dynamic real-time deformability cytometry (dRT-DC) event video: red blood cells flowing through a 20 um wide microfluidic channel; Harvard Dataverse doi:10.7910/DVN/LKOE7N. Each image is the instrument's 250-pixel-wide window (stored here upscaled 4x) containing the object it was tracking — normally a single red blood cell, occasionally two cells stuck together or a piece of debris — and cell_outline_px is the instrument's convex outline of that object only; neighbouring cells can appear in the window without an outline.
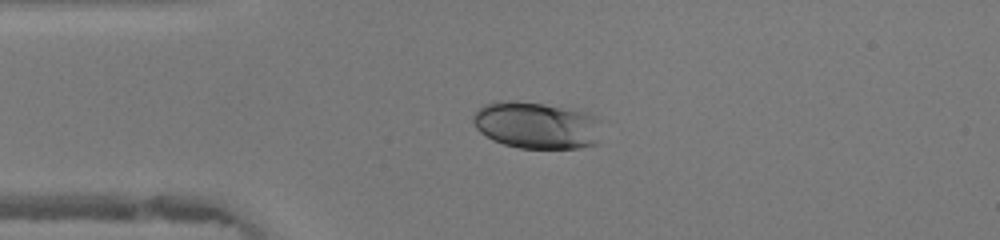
{"species": "human", "species_latin": "Homo sapiens", "temperature_condition": "warm", "stored_images_in_passage": 46, "camera_frame_rate_fps": 3000, "um_per_image_px": 0.085, "donor": {"sex": "female"}, "frame": {"image": 1, "passage_image": 11, "time_ms": 3.333, "image_size_px": [1000, 240], "cell_outline_px": [[600, 120], [596, 144], [580, 148], [520, 148], [504, 144], [492, 140], [480, 132], [476, 128], [472, 120], [472, 116], [476, 108], [484, 104], [496, 100], [516, 100], [544, 104], [588, 112], [596, 116]], "centroid_in_image_um": [45.55, 10.62], "position_along_channel_um": 39.4, "area_um2": 35.55}}
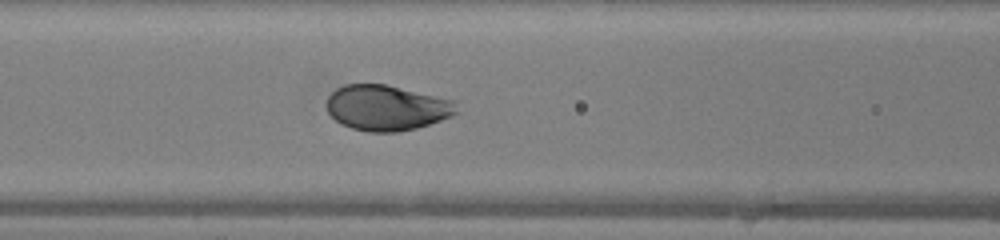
{"frame": {"image": 2, "passage_image": 19, "time_ms": 6.0, "image_size_px": [1000, 240], "cell_outline_px": [[456, 112], [452, 116], [416, 128], [396, 132], [368, 132], [352, 128], [336, 120], [328, 112], [324, 104], [328, 96], [336, 88], [344, 84], [384, 84], [456, 100]], "centroid_in_image_um": [32.84, 9.15], "position_along_channel_um": 133.8, "area_um2": 34.39}}
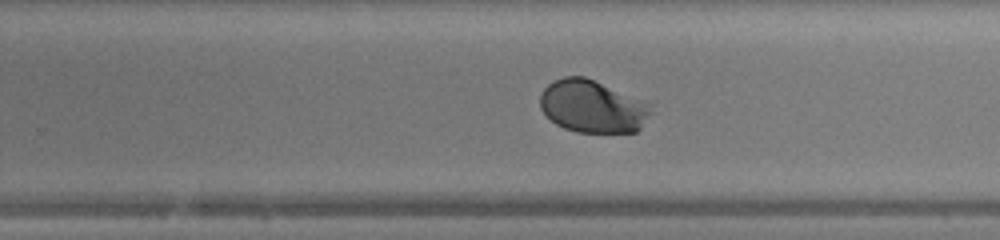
{"frame": {"image": 3, "passage_image": 29, "time_ms": 9.333, "image_size_px": [1000, 240], "cell_outline_px": [[652, 112], [640, 128], [636, 132], [576, 132], [564, 128], [556, 124], [540, 108], [540, 92], [548, 84], [564, 76], [584, 76], [652, 100]], "centroid_in_image_um": [50.45, 9.02], "position_along_channel_um": 279.4, "area_um2": 34.8}, "authors_computed_cell_mechanics": {"area_um2": 35.2291, "velocity_mm_per_s": 4.3908, "shape_relaxation_time_tau1_ms": 2.1957, "shape_relaxation_time_tau2_ms": null, "deformation_change_tau1": 0.1563, "deformation_change_tau2": null}}